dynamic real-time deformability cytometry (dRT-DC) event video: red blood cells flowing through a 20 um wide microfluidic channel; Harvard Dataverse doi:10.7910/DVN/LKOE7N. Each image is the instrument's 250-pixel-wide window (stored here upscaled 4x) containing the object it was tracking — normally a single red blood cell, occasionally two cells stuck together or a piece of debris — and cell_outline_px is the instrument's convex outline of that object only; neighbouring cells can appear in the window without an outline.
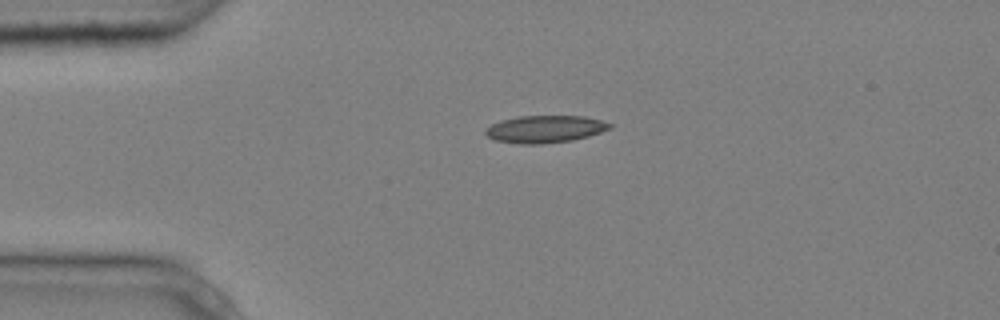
{"species": "common noctule bat (a hibernating species)", "species_latin": "Nyctalus noctula", "temperature_condition": "cold", "stored_images_in_passage": 1, "camera_frame_rate_fps": 3000, "um_per_image_px": 0.085, "animal": {"sex": "male", "body_mass_g": 20.4}, "frame": {"image": 1, "passage_image": 1, "time_ms": 0.0, "image_size_px": [1000, 320], "cell_outline_px": [[612, 128], [588, 136], [572, 140], [540, 144], [520, 144], [496, 140], [488, 136], [484, 132], [484, 128], [500, 120], [520, 116], [584, 116], [600, 120], [612, 124]], "centroid_in_image_um": [46.31, 10.97], "position_along_channel_um": 38.7, "area_um2": 19.71}}